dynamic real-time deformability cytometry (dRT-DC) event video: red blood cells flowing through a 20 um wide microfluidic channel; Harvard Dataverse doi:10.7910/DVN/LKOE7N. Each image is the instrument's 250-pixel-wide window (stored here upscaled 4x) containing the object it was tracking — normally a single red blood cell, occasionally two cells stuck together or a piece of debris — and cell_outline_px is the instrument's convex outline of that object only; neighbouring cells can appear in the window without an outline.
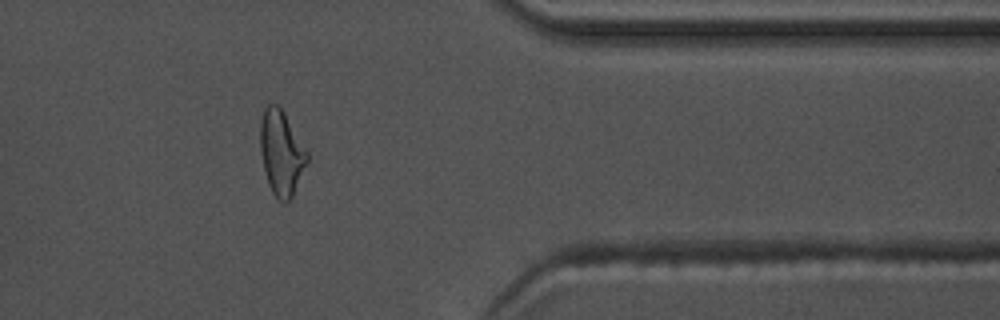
{"species": "common noctule bat (a hibernating species)", "species_latin": "Nyctalus noctula", "temperature_condition": "warm", "stored_images_in_passage": 52, "camera_frame_rate_fps": 3000, "um_per_image_px": 0.085, "animal": {"sex": "male", "body_mass_g": 17.5, "forearm_length_mm": 52.3}, "frame": {"image": 1, "passage_image": 45, "time_ms": 14.667, "image_size_px": [1000, 320], "cell_outline_px": [[308, 160], [292, 196], [284, 204], [272, 192], [268, 184], [260, 152], [260, 120], [264, 108], [268, 104], [276, 104], [284, 112], [308, 152]], "centroid_in_image_um": [23.9, 12.97], "position_along_channel_um": 387.5, "area_um2": 22.95}, "authors_computed_cell_mechanics": {"area_um2": 21.4727, "velocity_mm_per_s": 3.7402, "shape_relaxation_time_tau1_ms": 4.5432, "shape_relaxation_time_tau2_ms": 1.7724, "deformation_change_tau1": 0.1865, "deformation_change_tau2": 0.0972}}